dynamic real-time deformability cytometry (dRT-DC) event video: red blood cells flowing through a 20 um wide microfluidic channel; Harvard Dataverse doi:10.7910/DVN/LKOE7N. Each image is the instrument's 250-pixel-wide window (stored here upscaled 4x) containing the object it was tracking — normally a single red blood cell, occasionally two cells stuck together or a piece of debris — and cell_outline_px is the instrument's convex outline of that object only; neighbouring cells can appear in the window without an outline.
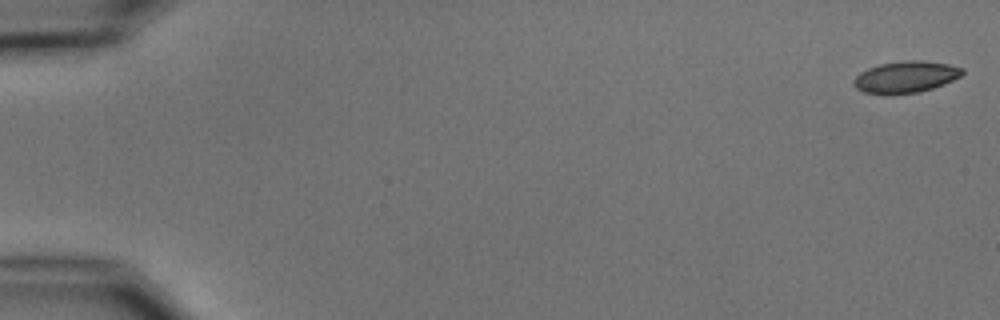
{"species": "common noctule bat (a hibernating species)", "species_latin": "Nyctalus noctula", "temperature_condition": "cold", "stored_images_in_passage": 39, "camera_frame_rate_fps": 3000, "um_per_image_px": 0.085, "animal": {"sex": "male", "body_mass_g": 15.6}, "frame": {"image": 1, "passage_image": 1, "time_ms": 0.0, "image_size_px": [1000, 320], "cell_outline_px": [[964, 72], [960, 76], [944, 84], [920, 92], [864, 92], [856, 88], [852, 84], [852, 80], [860, 72], [868, 68], [880, 64], [908, 60], [924, 60], [948, 64], [964, 68]], "centroid_in_image_um": [77.01, 6.5], "position_along_channel_um": 8.0, "area_um2": 19.54}}
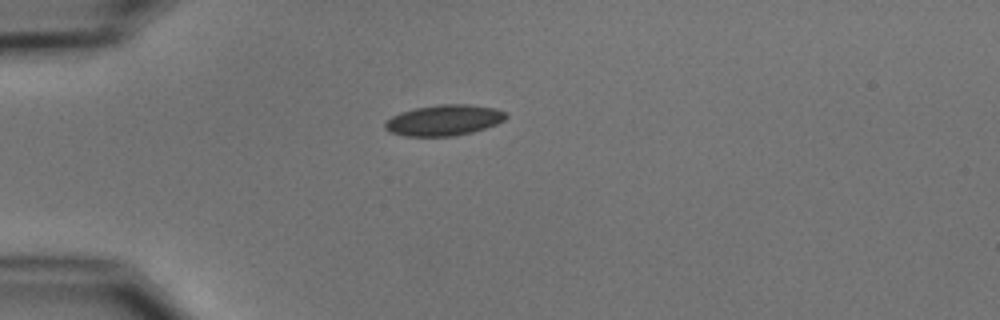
{"frame": {"image": 2, "passage_image": 15, "time_ms": 4.667, "image_size_px": [1000, 320], "cell_outline_px": [[508, 116], [504, 120], [496, 124], [472, 132], [452, 136], [404, 136], [392, 132], [384, 128], [384, 124], [392, 116], [400, 112], [412, 108], [440, 104], [468, 104], [496, 108], [504, 112]], "centroid_in_image_um": [37.73, 10.21], "position_along_channel_um": 47.3, "area_um2": 21.68}}